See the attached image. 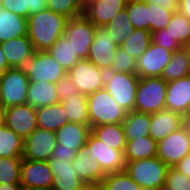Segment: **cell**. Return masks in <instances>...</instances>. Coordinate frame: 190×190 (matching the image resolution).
Wrapping results in <instances>:
<instances>
[{"instance_id":"cell-32","label":"cell","mask_w":190,"mask_h":190,"mask_svg":"<svg viewBox=\"0 0 190 190\" xmlns=\"http://www.w3.org/2000/svg\"><path fill=\"white\" fill-rule=\"evenodd\" d=\"M68 72L79 60L71 42L63 34L47 51Z\"/></svg>"},{"instance_id":"cell-35","label":"cell","mask_w":190,"mask_h":190,"mask_svg":"<svg viewBox=\"0 0 190 190\" xmlns=\"http://www.w3.org/2000/svg\"><path fill=\"white\" fill-rule=\"evenodd\" d=\"M151 32L144 29H135L119 46L126 50L132 57L138 59L151 43Z\"/></svg>"},{"instance_id":"cell-37","label":"cell","mask_w":190,"mask_h":190,"mask_svg":"<svg viewBox=\"0 0 190 190\" xmlns=\"http://www.w3.org/2000/svg\"><path fill=\"white\" fill-rule=\"evenodd\" d=\"M165 29L182 47L190 42V20L178 10L173 12Z\"/></svg>"},{"instance_id":"cell-59","label":"cell","mask_w":190,"mask_h":190,"mask_svg":"<svg viewBox=\"0 0 190 190\" xmlns=\"http://www.w3.org/2000/svg\"><path fill=\"white\" fill-rule=\"evenodd\" d=\"M23 190H52V189H23Z\"/></svg>"},{"instance_id":"cell-36","label":"cell","mask_w":190,"mask_h":190,"mask_svg":"<svg viewBox=\"0 0 190 190\" xmlns=\"http://www.w3.org/2000/svg\"><path fill=\"white\" fill-rule=\"evenodd\" d=\"M125 9L135 29L149 31V3L146 0H128Z\"/></svg>"},{"instance_id":"cell-16","label":"cell","mask_w":190,"mask_h":190,"mask_svg":"<svg viewBox=\"0 0 190 190\" xmlns=\"http://www.w3.org/2000/svg\"><path fill=\"white\" fill-rule=\"evenodd\" d=\"M119 46L114 44L106 28L96 27L95 37L90 47L88 60L96 67L110 71V67Z\"/></svg>"},{"instance_id":"cell-48","label":"cell","mask_w":190,"mask_h":190,"mask_svg":"<svg viewBox=\"0 0 190 190\" xmlns=\"http://www.w3.org/2000/svg\"><path fill=\"white\" fill-rule=\"evenodd\" d=\"M27 1V18L29 15L36 14L47 9V0H26Z\"/></svg>"},{"instance_id":"cell-56","label":"cell","mask_w":190,"mask_h":190,"mask_svg":"<svg viewBox=\"0 0 190 190\" xmlns=\"http://www.w3.org/2000/svg\"><path fill=\"white\" fill-rule=\"evenodd\" d=\"M4 125V108L0 105V127Z\"/></svg>"},{"instance_id":"cell-43","label":"cell","mask_w":190,"mask_h":190,"mask_svg":"<svg viewBox=\"0 0 190 190\" xmlns=\"http://www.w3.org/2000/svg\"><path fill=\"white\" fill-rule=\"evenodd\" d=\"M165 183L173 190H190V178L174 167L168 168Z\"/></svg>"},{"instance_id":"cell-40","label":"cell","mask_w":190,"mask_h":190,"mask_svg":"<svg viewBox=\"0 0 190 190\" xmlns=\"http://www.w3.org/2000/svg\"><path fill=\"white\" fill-rule=\"evenodd\" d=\"M22 157H0V184L20 183Z\"/></svg>"},{"instance_id":"cell-44","label":"cell","mask_w":190,"mask_h":190,"mask_svg":"<svg viewBox=\"0 0 190 190\" xmlns=\"http://www.w3.org/2000/svg\"><path fill=\"white\" fill-rule=\"evenodd\" d=\"M152 43L162 46L167 50L175 52L182 48V46L177 42L176 39L172 38L166 29L156 30L151 32Z\"/></svg>"},{"instance_id":"cell-42","label":"cell","mask_w":190,"mask_h":190,"mask_svg":"<svg viewBox=\"0 0 190 190\" xmlns=\"http://www.w3.org/2000/svg\"><path fill=\"white\" fill-rule=\"evenodd\" d=\"M175 11L149 3V31L165 29Z\"/></svg>"},{"instance_id":"cell-46","label":"cell","mask_w":190,"mask_h":190,"mask_svg":"<svg viewBox=\"0 0 190 190\" xmlns=\"http://www.w3.org/2000/svg\"><path fill=\"white\" fill-rule=\"evenodd\" d=\"M0 6L21 17L27 18L26 0H0Z\"/></svg>"},{"instance_id":"cell-28","label":"cell","mask_w":190,"mask_h":190,"mask_svg":"<svg viewBox=\"0 0 190 190\" xmlns=\"http://www.w3.org/2000/svg\"><path fill=\"white\" fill-rule=\"evenodd\" d=\"M157 157V142L150 136L126 141L125 162Z\"/></svg>"},{"instance_id":"cell-7","label":"cell","mask_w":190,"mask_h":190,"mask_svg":"<svg viewBox=\"0 0 190 190\" xmlns=\"http://www.w3.org/2000/svg\"><path fill=\"white\" fill-rule=\"evenodd\" d=\"M29 78L16 68H9L0 75V105L5 109L27 103Z\"/></svg>"},{"instance_id":"cell-12","label":"cell","mask_w":190,"mask_h":190,"mask_svg":"<svg viewBox=\"0 0 190 190\" xmlns=\"http://www.w3.org/2000/svg\"><path fill=\"white\" fill-rule=\"evenodd\" d=\"M57 144L56 133L36 128L24 139L22 159L48 161Z\"/></svg>"},{"instance_id":"cell-41","label":"cell","mask_w":190,"mask_h":190,"mask_svg":"<svg viewBox=\"0 0 190 190\" xmlns=\"http://www.w3.org/2000/svg\"><path fill=\"white\" fill-rule=\"evenodd\" d=\"M110 71L136 74L137 59L132 57L126 50L118 47L111 64Z\"/></svg>"},{"instance_id":"cell-38","label":"cell","mask_w":190,"mask_h":190,"mask_svg":"<svg viewBox=\"0 0 190 190\" xmlns=\"http://www.w3.org/2000/svg\"><path fill=\"white\" fill-rule=\"evenodd\" d=\"M86 0H47V9L71 19L83 14Z\"/></svg>"},{"instance_id":"cell-49","label":"cell","mask_w":190,"mask_h":190,"mask_svg":"<svg viewBox=\"0 0 190 190\" xmlns=\"http://www.w3.org/2000/svg\"><path fill=\"white\" fill-rule=\"evenodd\" d=\"M148 3L158 5L164 9L176 11L180 0H146Z\"/></svg>"},{"instance_id":"cell-8","label":"cell","mask_w":190,"mask_h":190,"mask_svg":"<svg viewBox=\"0 0 190 190\" xmlns=\"http://www.w3.org/2000/svg\"><path fill=\"white\" fill-rule=\"evenodd\" d=\"M96 26L84 15L67 20L64 35L80 59H87L95 37Z\"/></svg>"},{"instance_id":"cell-55","label":"cell","mask_w":190,"mask_h":190,"mask_svg":"<svg viewBox=\"0 0 190 190\" xmlns=\"http://www.w3.org/2000/svg\"><path fill=\"white\" fill-rule=\"evenodd\" d=\"M184 125L187 127L188 132L190 133V113L184 117Z\"/></svg>"},{"instance_id":"cell-14","label":"cell","mask_w":190,"mask_h":190,"mask_svg":"<svg viewBox=\"0 0 190 190\" xmlns=\"http://www.w3.org/2000/svg\"><path fill=\"white\" fill-rule=\"evenodd\" d=\"M172 51L150 43L146 51L137 59L136 74L139 78L161 77L166 65L170 62Z\"/></svg>"},{"instance_id":"cell-58","label":"cell","mask_w":190,"mask_h":190,"mask_svg":"<svg viewBox=\"0 0 190 190\" xmlns=\"http://www.w3.org/2000/svg\"><path fill=\"white\" fill-rule=\"evenodd\" d=\"M183 47H184V49L187 51L188 58H189V60H190V42H189V43H186Z\"/></svg>"},{"instance_id":"cell-53","label":"cell","mask_w":190,"mask_h":190,"mask_svg":"<svg viewBox=\"0 0 190 190\" xmlns=\"http://www.w3.org/2000/svg\"><path fill=\"white\" fill-rule=\"evenodd\" d=\"M0 190H23L20 183H5L0 184Z\"/></svg>"},{"instance_id":"cell-17","label":"cell","mask_w":190,"mask_h":190,"mask_svg":"<svg viewBox=\"0 0 190 190\" xmlns=\"http://www.w3.org/2000/svg\"><path fill=\"white\" fill-rule=\"evenodd\" d=\"M165 109L183 117L190 113V74L167 82Z\"/></svg>"},{"instance_id":"cell-23","label":"cell","mask_w":190,"mask_h":190,"mask_svg":"<svg viewBox=\"0 0 190 190\" xmlns=\"http://www.w3.org/2000/svg\"><path fill=\"white\" fill-rule=\"evenodd\" d=\"M56 84L46 81H29L27 90V104L37 109L59 103Z\"/></svg>"},{"instance_id":"cell-26","label":"cell","mask_w":190,"mask_h":190,"mask_svg":"<svg viewBox=\"0 0 190 190\" xmlns=\"http://www.w3.org/2000/svg\"><path fill=\"white\" fill-rule=\"evenodd\" d=\"M9 68H16L25 58L32 55L35 50L27 35L12 38L0 44Z\"/></svg>"},{"instance_id":"cell-6","label":"cell","mask_w":190,"mask_h":190,"mask_svg":"<svg viewBox=\"0 0 190 190\" xmlns=\"http://www.w3.org/2000/svg\"><path fill=\"white\" fill-rule=\"evenodd\" d=\"M139 76L131 73L107 71L104 89L115 99L119 106L127 112L134 111L135 92Z\"/></svg>"},{"instance_id":"cell-27","label":"cell","mask_w":190,"mask_h":190,"mask_svg":"<svg viewBox=\"0 0 190 190\" xmlns=\"http://www.w3.org/2000/svg\"><path fill=\"white\" fill-rule=\"evenodd\" d=\"M122 126L126 141L149 136L150 114L137 111L127 112Z\"/></svg>"},{"instance_id":"cell-2","label":"cell","mask_w":190,"mask_h":190,"mask_svg":"<svg viewBox=\"0 0 190 190\" xmlns=\"http://www.w3.org/2000/svg\"><path fill=\"white\" fill-rule=\"evenodd\" d=\"M89 126L122 124L127 111L103 88L87 95Z\"/></svg>"},{"instance_id":"cell-20","label":"cell","mask_w":190,"mask_h":190,"mask_svg":"<svg viewBox=\"0 0 190 190\" xmlns=\"http://www.w3.org/2000/svg\"><path fill=\"white\" fill-rule=\"evenodd\" d=\"M47 163L54 177L52 190H77L84 183L71 162L50 158Z\"/></svg>"},{"instance_id":"cell-15","label":"cell","mask_w":190,"mask_h":190,"mask_svg":"<svg viewBox=\"0 0 190 190\" xmlns=\"http://www.w3.org/2000/svg\"><path fill=\"white\" fill-rule=\"evenodd\" d=\"M4 124L26 139L37 128L36 109L27 103L5 108Z\"/></svg>"},{"instance_id":"cell-57","label":"cell","mask_w":190,"mask_h":190,"mask_svg":"<svg viewBox=\"0 0 190 190\" xmlns=\"http://www.w3.org/2000/svg\"><path fill=\"white\" fill-rule=\"evenodd\" d=\"M154 190H173V189L170 188L166 183H164L161 186H159L158 188H155Z\"/></svg>"},{"instance_id":"cell-11","label":"cell","mask_w":190,"mask_h":190,"mask_svg":"<svg viewBox=\"0 0 190 190\" xmlns=\"http://www.w3.org/2000/svg\"><path fill=\"white\" fill-rule=\"evenodd\" d=\"M85 152L90 158L99 162L105 174L125 171L124 151L109 147L92 133L89 134L85 144Z\"/></svg>"},{"instance_id":"cell-10","label":"cell","mask_w":190,"mask_h":190,"mask_svg":"<svg viewBox=\"0 0 190 190\" xmlns=\"http://www.w3.org/2000/svg\"><path fill=\"white\" fill-rule=\"evenodd\" d=\"M190 153V133L185 125L157 142V157L174 167Z\"/></svg>"},{"instance_id":"cell-13","label":"cell","mask_w":190,"mask_h":190,"mask_svg":"<svg viewBox=\"0 0 190 190\" xmlns=\"http://www.w3.org/2000/svg\"><path fill=\"white\" fill-rule=\"evenodd\" d=\"M53 178L47 161L22 159L20 184L23 189H51Z\"/></svg>"},{"instance_id":"cell-52","label":"cell","mask_w":190,"mask_h":190,"mask_svg":"<svg viewBox=\"0 0 190 190\" xmlns=\"http://www.w3.org/2000/svg\"><path fill=\"white\" fill-rule=\"evenodd\" d=\"M77 190H103L101 183H83Z\"/></svg>"},{"instance_id":"cell-31","label":"cell","mask_w":190,"mask_h":190,"mask_svg":"<svg viewBox=\"0 0 190 190\" xmlns=\"http://www.w3.org/2000/svg\"><path fill=\"white\" fill-rule=\"evenodd\" d=\"M190 74V60L184 47L172 53L170 62L166 65L161 78L170 82Z\"/></svg>"},{"instance_id":"cell-24","label":"cell","mask_w":190,"mask_h":190,"mask_svg":"<svg viewBox=\"0 0 190 190\" xmlns=\"http://www.w3.org/2000/svg\"><path fill=\"white\" fill-rule=\"evenodd\" d=\"M37 127L56 132L68 123L66 111L61 102L36 109Z\"/></svg>"},{"instance_id":"cell-5","label":"cell","mask_w":190,"mask_h":190,"mask_svg":"<svg viewBox=\"0 0 190 190\" xmlns=\"http://www.w3.org/2000/svg\"><path fill=\"white\" fill-rule=\"evenodd\" d=\"M169 166L158 157L126 162L125 171L141 187L154 190L165 183Z\"/></svg>"},{"instance_id":"cell-18","label":"cell","mask_w":190,"mask_h":190,"mask_svg":"<svg viewBox=\"0 0 190 190\" xmlns=\"http://www.w3.org/2000/svg\"><path fill=\"white\" fill-rule=\"evenodd\" d=\"M128 0H86L83 14L96 26L103 27L125 9Z\"/></svg>"},{"instance_id":"cell-34","label":"cell","mask_w":190,"mask_h":190,"mask_svg":"<svg viewBox=\"0 0 190 190\" xmlns=\"http://www.w3.org/2000/svg\"><path fill=\"white\" fill-rule=\"evenodd\" d=\"M24 139L5 124L0 127V157H22Z\"/></svg>"},{"instance_id":"cell-45","label":"cell","mask_w":190,"mask_h":190,"mask_svg":"<svg viewBox=\"0 0 190 190\" xmlns=\"http://www.w3.org/2000/svg\"><path fill=\"white\" fill-rule=\"evenodd\" d=\"M59 102L66 96L77 93V88L73 84L71 78L66 74L56 83V91Z\"/></svg>"},{"instance_id":"cell-50","label":"cell","mask_w":190,"mask_h":190,"mask_svg":"<svg viewBox=\"0 0 190 190\" xmlns=\"http://www.w3.org/2000/svg\"><path fill=\"white\" fill-rule=\"evenodd\" d=\"M174 168L190 178V153L180 160Z\"/></svg>"},{"instance_id":"cell-33","label":"cell","mask_w":190,"mask_h":190,"mask_svg":"<svg viewBox=\"0 0 190 190\" xmlns=\"http://www.w3.org/2000/svg\"><path fill=\"white\" fill-rule=\"evenodd\" d=\"M114 44L120 46L135 28L131 24L126 9L118 12L113 20L104 26Z\"/></svg>"},{"instance_id":"cell-54","label":"cell","mask_w":190,"mask_h":190,"mask_svg":"<svg viewBox=\"0 0 190 190\" xmlns=\"http://www.w3.org/2000/svg\"><path fill=\"white\" fill-rule=\"evenodd\" d=\"M9 69V66L7 64V60H6V57L3 53V51L1 50V47H0V75L5 71Z\"/></svg>"},{"instance_id":"cell-39","label":"cell","mask_w":190,"mask_h":190,"mask_svg":"<svg viewBox=\"0 0 190 190\" xmlns=\"http://www.w3.org/2000/svg\"><path fill=\"white\" fill-rule=\"evenodd\" d=\"M101 185L103 190H139L141 188L126 171L106 174Z\"/></svg>"},{"instance_id":"cell-30","label":"cell","mask_w":190,"mask_h":190,"mask_svg":"<svg viewBox=\"0 0 190 190\" xmlns=\"http://www.w3.org/2000/svg\"><path fill=\"white\" fill-rule=\"evenodd\" d=\"M61 103L66 111L68 122L89 124L87 95L77 92L66 96Z\"/></svg>"},{"instance_id":"cell-25","label":"cell","mask_w":190,"mask_h":190,"mask_svg":"<svg viewBox=\"0 0 190 190\" xmlns=\"http://www.w3.org/2000/svg\"><path fill=\"white\" fill-rule=\"evenodd\" d=\"M27 35V18L0 6V44Z\"/></svg>"},{"instance_id":"cell-51","label":"cell","mask_w":190,"mask_h":190,"mask_svg":"<svg viewBox=\"0 0 190 190\" xmlns=\"http://www.w3.org/2000/svg\"><path fill=\"white\" fill-rule=\"evenodd\" d=\"M177 10L190 20V0H180Z\"/></svg>"},{"instance_id":"cell-47","label":"cell","mask_w":190,"mask_h":190,"mask_svg":"<svg viewBox=\"0 0 190 190\" xmlns=\"http://www.w3.org/2000/svg\"><path fill=\"white\" fill-rule=\"evenodd\" d=\"M76 151V149L55 148L53 150L51 158L65 160L66 162H72Z\"/></svg>"},{"instance_id":"cell-19","label":"cell","mask_w":190,"mask_h":190,"mask_svg":"<svg viewBox=\"0 0 190 190\" xmlns=\"http://www.w3.org/2000/svg\"><path fill=\"white\" fill-rule=\"evenodd\" d=\"M184 125V117L171 110L163 109L150 114L149 136L156 142Z\"/></svg>"},{"instance_id":"cell-1","label":"cell","mask_w":190,"mask_h":190,"mask_svg":"<svg viewBox=\"0 0 190 190\" xmlns=\"http://www.w3.org/2000/svg\"><path fill=\"white\" fill-rule=\"evenodd\" d=\"M68 18L52 12L42 10L27 18V36L35 51H48L64 34Z\"/></svg>"},{"instance_id":"cell-9","label":"cell","mask_w":190,"mask_h":190,"mask_svg":"<svg viewBox=\"0 0 190 190\" xmlns=\"http://www.w3.org/2000/svg\"><path fill=\"white\" fill-rule=\"evenodd\" d=\"M77 91L85 95L104 88L106 71L88 59H80L68 72Z\"/></svg>"},{"instance_id":"cell-22","label":"cell","mask_w":190,"mask_h":190,"mask_svg":"<svg viewBox=\"0 0 190 190\" xmlns=\"http://www.w3.org/2000/svg\"><path fill=\"white\" fill-rule=\"evenodd\" d=\"M71 163L78 177L84 183H101L106 176L99 162L87 155L85 152V145L77 149Z\"/></svg>"},{"instance_id":"cell-29","label":"cell","mask_w":190,"mask_h":190,"mask_svg":"<svg viewBox=\"0 0 190 190\" xmlns=\"http://www.w3.org/2000/svg\"><path fill=\"white\" fill-rule=\"evenodd\" d=\"M91 133L104 144L116 150L124 151L126 138L122 124H103L91 128Z\"/></svg>"},{"instance_id":"cell-21","label":"cell","mask_w":190,"mask_h":190,"mask_svg":"<svg viewBox=\"0 0 190 190\" xmlns=\"http://www.w3.org/2000/svg\"><path fill=\"white\" fill-rule=\"evenodd\" d=\"M55 148L78 149L83 147L91 133L89 124L68 122L56 132Z\"/></svg>"},{"instance_id":"cell-4","label":"cell","mask_w":190,"mask_h":190,"mask_svg":"<svg viewBox=\"0 0 190 190\" xmlns=\"http://www.w3.org/2000/svg\"><path fill=\"white\" fill-rule=\"evenodd\" d=\"M167 82L161 77H143L135 92L134 111L156 113L165 109Z\"/></svg>"},{"instance_id":"cell-3","label":"cell","mask_w":190,"mask_h":190,"mask_svg":"<svg viewBox=\"0 0 190 190\" xmlns=\"http://www.w3.org/2000/svg\"><path fill=\"white\" fill-rule=\"evenodd\" d=\"M16 69L27 74L29 81H46L55 84L67 74L47 51H35L23 59Z\"/></svg>"}]
</instances>
